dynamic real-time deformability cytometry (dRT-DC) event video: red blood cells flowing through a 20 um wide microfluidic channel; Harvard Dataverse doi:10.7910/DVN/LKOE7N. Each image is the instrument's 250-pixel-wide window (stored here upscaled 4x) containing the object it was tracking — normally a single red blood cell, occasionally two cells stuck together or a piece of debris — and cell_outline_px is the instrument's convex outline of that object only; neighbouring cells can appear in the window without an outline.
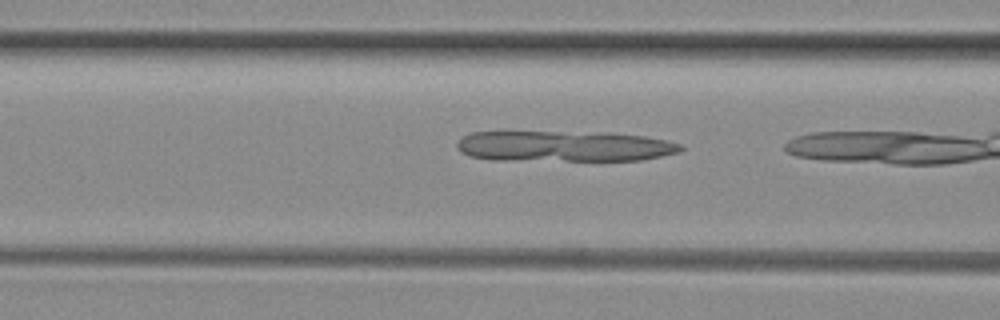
{"species": "common noctule bat (a hibernating species)", "species_latin": "Nyctalus noctula", "temperature_condition": "room temperature", "stored_images_in_passage": 11, "camera_frame_rate_fps": 3000, "um_per_image_px": 0.085, "animal": {"sex": "female", "body_mass_g": 29.2, "forearm_length_mm": 56.3}, "frame": {"image": 1, "passage_image": 4, "time_ms": 1.0, "image_size_px": [1000, 320], "cell_outline_px": [[684, 148], [680, 152], [640, 160], [492, 160], [468, 156], [460, 152], [456, 148], [456, 144], [464, 136], [472, 132], [556, 132], [644, 136], [664, 140], [680, 144]], "centroid_in_image_um": [47.86, 12.45], "position_along_channel_um": 118.7, "area_um2": 39.42}}
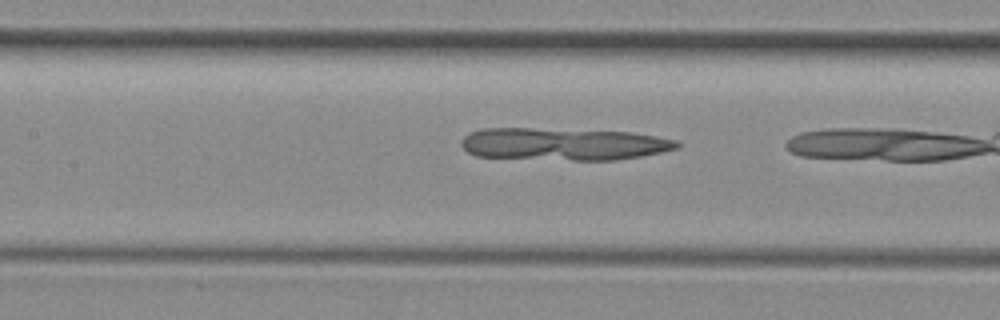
{"frame": {"image": 2, "passage_image": 7, "time_ms": 2.0, "image_size_px": [1000, 320], "cell_outline_px": [[680, 148], [640, 156], [616, 160], [572, 160], [476, 156], [468, 152], [460, 144], [460, 140], [468, 132], [480, 128], [532, 128], [632, 132], [656, 136], [676, 140], [680, 144]], "centroid_in_image_um": [47.87, 12.24], "position_along_channel_um": 159.5, "area_um2": 40.81}}